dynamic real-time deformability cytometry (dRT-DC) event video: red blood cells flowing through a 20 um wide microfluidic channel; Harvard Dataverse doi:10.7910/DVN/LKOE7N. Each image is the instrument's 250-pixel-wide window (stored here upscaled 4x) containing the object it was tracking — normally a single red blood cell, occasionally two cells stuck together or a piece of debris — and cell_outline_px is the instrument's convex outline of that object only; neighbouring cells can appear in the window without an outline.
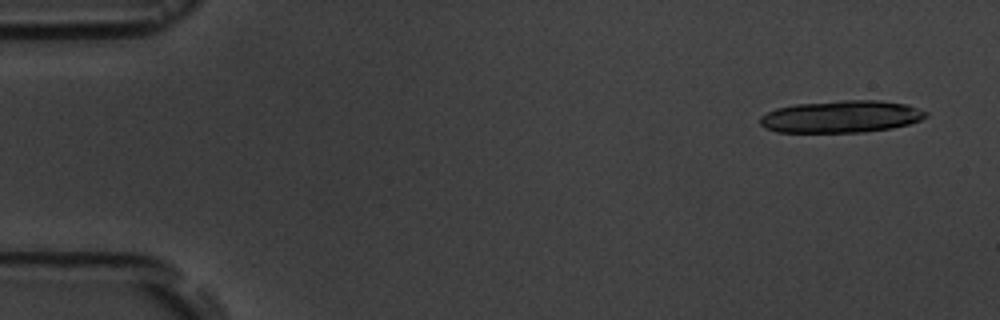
{"species": "common noctule bat (a hibernating species)", "species_latin": "Nyctalus noctula", "temperature_condition": "room temperature", "stored_images_in_passage": 4, "camera_frame_rate_fps": 3000, "um_per_image_px": 0.085, "animal": {"sex": "male", "body_mass_g": 19.5, "forearm_length_mm": 54.6}, "frame": {"image": 1, "passage_image": 1, "time_ms": 0.0, "image_size_px": [1000, 320], "cell_outline_px": [[928, 116], [920, 120], [908, 124], [892, 128], [864, 132], [776, 132], [764, 128], [760, 124], [760, 116], [776, 108], [796, 104], [844, 100], [880, 100], [908, 104], [928, 112]], "centroid_in_image_um": [71.51, 9.91], "position_along_channel_um": 13.5, "area_um2": 31.21}}